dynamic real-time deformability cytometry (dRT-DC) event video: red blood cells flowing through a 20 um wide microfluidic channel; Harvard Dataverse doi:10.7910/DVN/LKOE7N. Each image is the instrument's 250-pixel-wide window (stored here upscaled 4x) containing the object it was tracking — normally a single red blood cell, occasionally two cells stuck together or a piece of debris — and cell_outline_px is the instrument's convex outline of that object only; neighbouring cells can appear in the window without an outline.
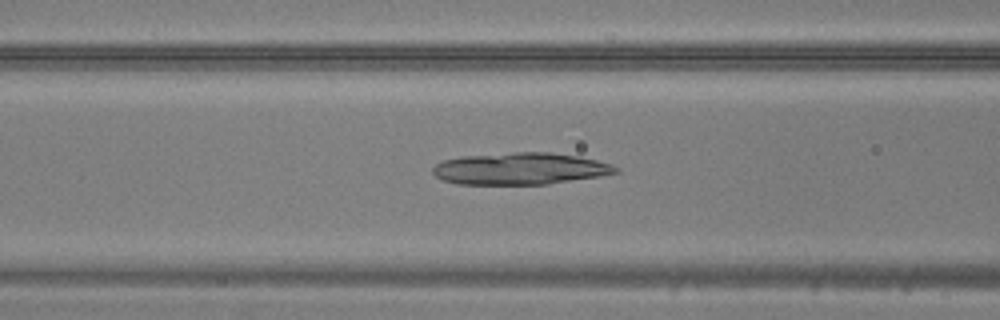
{"species": "common noctule bat (a hibernating species)", "species_latin": "Nyctalus noctula", "temperature_condition": "warm", "stored_images_in_passage": 48, "camera_frame_rate_fps": 3000, "um_per_image_px": 0.085, "animal": {"sex": "male", "body_mass_g": 20.5, "forearm_length_mm": 52.5}, "frame": {"image": 1, "passage_image": 19, "time_ms": 6.0, "image_size_px": [1000, 320], "cell_outline_px": [[620, 172], [600, 176], [548, 184], [456, 184], [444, 180], [436, 176], [432, 172], [432, 168], [436, 164], [444, 160], [464, 156], [512, 152], [552, 152], [580, 156], [612, 164], [620, 168]], "centroid_in_image_um": [44.26, 14.33], "position_along_channel_um": 122.3, "area_um2": 34.1}}
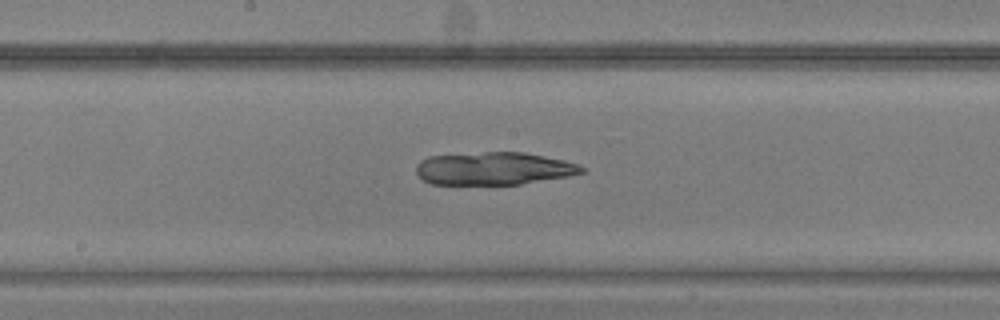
{"frame": {"image": 2, "passage_image": 25, "time_ms": 8.0, "image_size_px": [1000, 320], "cell_outline_px": [[584, 172], [568, 176], [520, 184], [432, 184], [424, 180], [416, 172], [416, 164], [420, 160], [428, 156], [484, 152], [524, 152], [564, 160], [576, 164], [584, 168]], "centroid_in_image_um": [41.94, 14.32], "position_along_channel_um": 206.3, "area_um2": 31.44}}
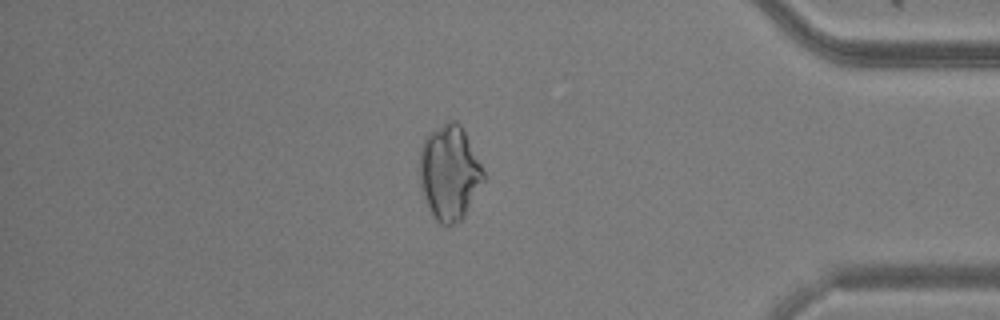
{"frame": {"image": 3, "passage_image": 41, "time_ms": 13.333, "image_size_px": [1000, 320], "cell_outline_px": [[484, 180], [464, 216], [460, 220], [448, 228], [440, 224], [436, 220], [428, 208], [420, 188], [420, 148], [428, 132], [448, 120], [456, 120], [460, 124], [484, 168]], "centroid_in_image_um": [38.19, 14.68], "position_along_channel_um": 397.0, "area_um2": 35.55}}